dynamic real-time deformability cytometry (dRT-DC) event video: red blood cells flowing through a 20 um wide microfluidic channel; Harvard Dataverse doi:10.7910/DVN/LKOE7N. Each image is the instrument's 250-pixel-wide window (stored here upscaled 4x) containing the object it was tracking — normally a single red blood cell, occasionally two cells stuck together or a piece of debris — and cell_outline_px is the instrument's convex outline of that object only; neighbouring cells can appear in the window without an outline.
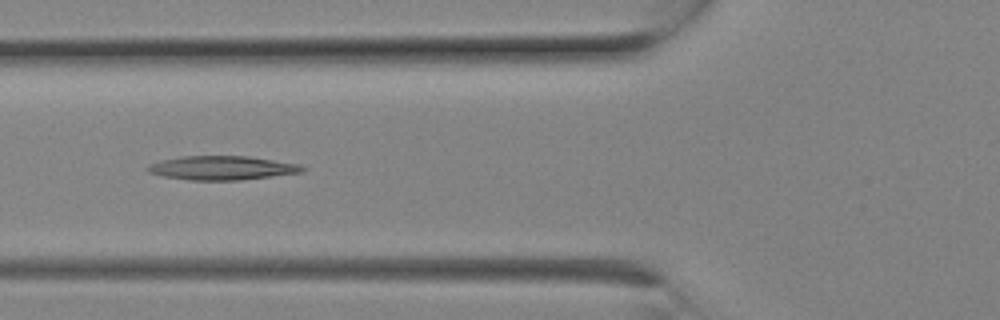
{"species": "Egyptian fruit bat (a non-hibernating species)", "species_latin": "Rousettus aegyptiacus", "temperature_condition": "room temperature", "stored_images_in_passage": 8, "camera_frame_rate_fps": 3000, "um_per_image_px": 0.085, "animal": {"sex": "female"}, "frame": {"image": 1, "passage_image": 7, "time_ms": 2.0, "image_size_px": [1000, 320], "cell_outline_px": [[308, 168], [304, 172], [240, 180], [188, 180], [164, 176], [148, 172], [144, 168], [148, 164], [160, 160], [180, 156], [248, 156], [300, 164]], "centroid_in_image_um": [18.86, 14.27], "position_along_channel_um": 106.9, "area_um2": 21.79}}
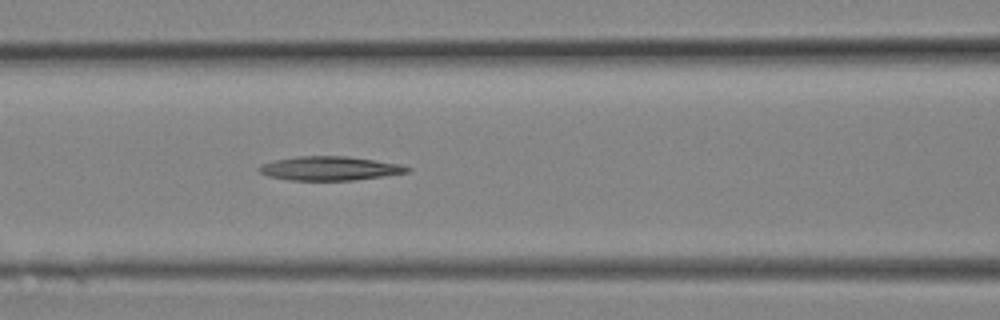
{"frame": {"image": 2, "passage_image": 8, "time_ms": 2.333, "image_size_px": [1000, 320], "cell_outline_px": [[412, 168], [408, 172], [384, 176], [352, 180], [288, 180], [268, 176], [260, 172], [256, 168], [260, 164], [276, 160], [296, 156], [348, 156], [400, 164]], "centroid_in_image_um": [28.0, 14.31], "position_along_channel_um": 138.6, "area_um2": 20.69}}